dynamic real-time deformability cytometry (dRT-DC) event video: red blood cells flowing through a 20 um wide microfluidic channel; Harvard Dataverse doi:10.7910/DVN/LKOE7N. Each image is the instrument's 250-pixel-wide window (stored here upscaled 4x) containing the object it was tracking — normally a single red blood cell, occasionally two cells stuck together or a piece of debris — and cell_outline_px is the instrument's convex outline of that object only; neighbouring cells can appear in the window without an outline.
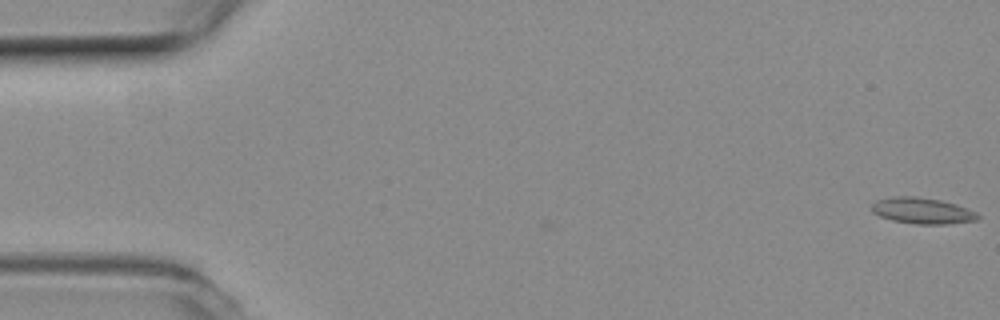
{"species": "common noctule bat (a hibernating species)", "species_latin": "Nyctalus noctula", "temperature_condition": "room temperature", "stored_images_in_passage": 48, "camera_frame_rate_fps": 3000, "um_per_image_px": 0.085, "animal": {"sex": "female", "body_mass_g": 19.3, "forearm_length_mm": 54.1}, "frame": {"image": 1, "passage_image": 1, "time_ms": 0.0, "image_size_px": [1000, 320], "cell_outline_px": [[980, 216], [976, 220], [944, 224], [916, 224], [892, 220], [880, 216], [872, 212], [872, 204], [876, 200], [896, 196], [916, 196], [940, 200], [956, 204], [968, 208], [976, 212]], "centroid_in_image_um": [78.39, 17.91], "position_along_channel_um": 6.6, "area_um2": 16.07}}
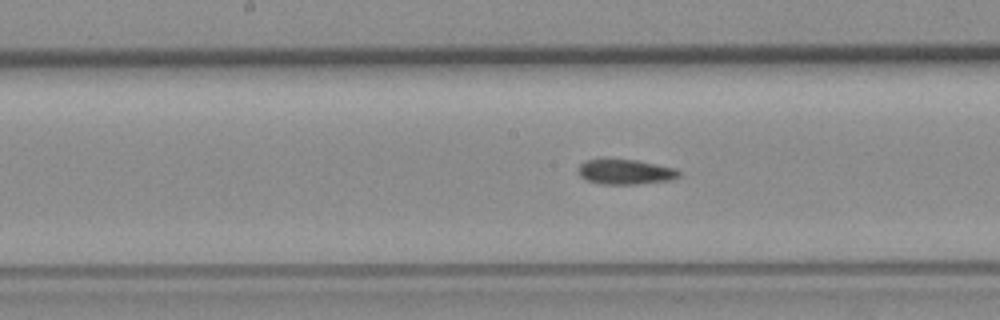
{"frame": {"image": 2, "passage_image": 27, "time_ms": 8.667, "image_size_px": [1000, 320], "cell_outline_px": [[680, 176], [672, 180], [636, 184], [600, 184], [588, 180], [580, 176], [580, 164], [584, 160], [604, 156], [636, 160], [676, 168], [680, 172]], "centroid_in_image_um": [53.13, 14.56], "position_along_channel_um": 195.1, "area_um2": 15.2}}
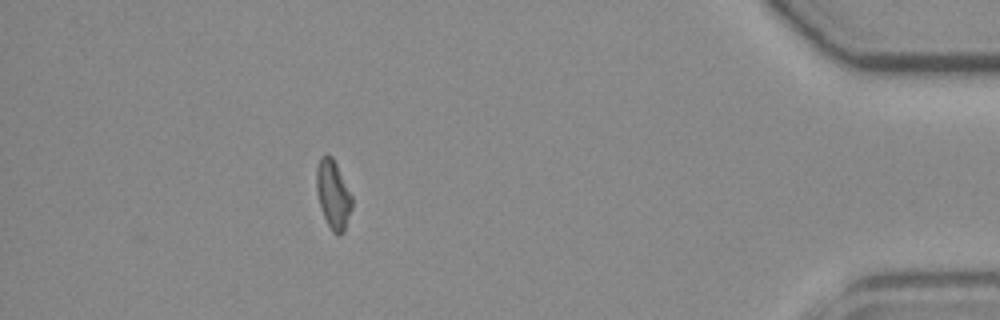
{"frame": {"image": 3, "passage_image": 48, "time_ms": 15.667, "image_size_px": [1000, 320], "cell_outline_px": [[352, 208], [344, 232], [340, 236], [336, 236], [332, 232], [324, 216], [316, 192], [316, 168], [320, 156], [332, 156], [352, 196]], "centroid_in_image_um": [28.31, 16.57], "position_along_channel_um": 406.9, "area_um2": 14.16}, "authors_computed_cell_mechanics": {"area_um2": 15.0858, "velocity_mm_per_s": 3.8441, "shape_relaxation_time_tau1_ms": null, "shape_relaxation_time_tau2_ms": 6.7508, "deformation_change_tau1": null, "deformation_change_tau2": 0.1117}}